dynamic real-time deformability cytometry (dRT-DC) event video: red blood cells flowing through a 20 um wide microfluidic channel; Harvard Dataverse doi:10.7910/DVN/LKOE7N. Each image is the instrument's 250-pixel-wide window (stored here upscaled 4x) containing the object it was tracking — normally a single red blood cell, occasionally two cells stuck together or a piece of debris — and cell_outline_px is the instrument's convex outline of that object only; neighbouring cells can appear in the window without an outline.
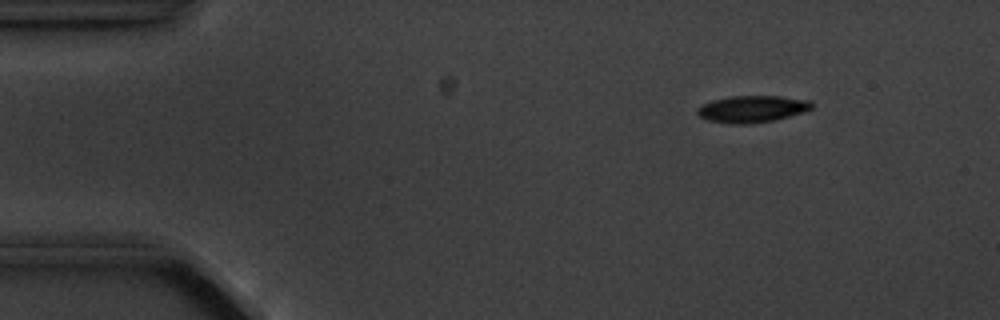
{"species": "common noctule bat (a hibernating species)", "species_latin": "Nyctalus noctula", "temperature_condition": "cold", "stored_images_in_passage": 5, "camera_frame_rate_fps": 3000, "um_per_image_px": 0.085, "animal": {"sex": "male", "body_mass_g": 20.1, "forearm_length_mm": 53.5}, "frame": {"image": 1, "passage_image": 1, "time_ms": 0.0, "image_size_px": [1000, 320], "cell_outline_px": [[812, 108], [804, 112], [776, 120], [748, 124], [732, 124], [708, 120], [700, 116], [696, 112], [696, 108], [712, 100], [728, 96], [780, 96], [812, 100]], "centroid_in_image_um": [63.95, 9.26], "position_along_channel_um": 21.1, "area_um2": 18.03}}